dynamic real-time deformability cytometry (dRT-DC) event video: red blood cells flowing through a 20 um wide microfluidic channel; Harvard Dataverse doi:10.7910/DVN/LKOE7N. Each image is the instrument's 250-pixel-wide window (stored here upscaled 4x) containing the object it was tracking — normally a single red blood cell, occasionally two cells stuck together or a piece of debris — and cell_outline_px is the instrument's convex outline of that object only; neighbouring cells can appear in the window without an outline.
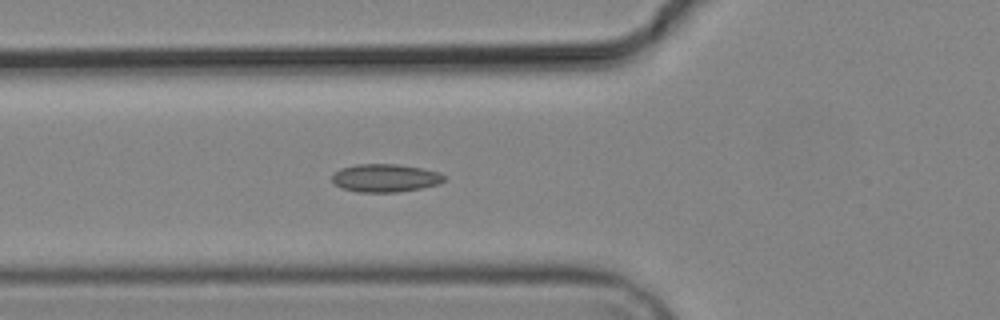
{"species": "common noctule bat (a hibernating species)", "species_latin": "Nyctalus noctula", "temperature_condition": "cold", "stored_images_in_passage": 5, "camera_frame_rate_fps": 3000, "um_per_image_px": 0.085, "animal": {"sex": "male", "body_mass_g": 19.2, "forearm_length_mm": 51.8}, "frame": {"image": 1, "passage_image": 5, "time_ms": 4.667, "image_size_px": [1000, 320], "cell_outline_px": [[444, 180], [440, 184], [420, 188], [396, 192], [356, 192], [332, 184], [332, 176], [340, 168], [356, 164], [400, 164], [440, 172], [444, 176]], "centroid_in_image_um": [32.73, 15.12], "position_along_channel_um": 93.1, "area_um2": 18.32}}